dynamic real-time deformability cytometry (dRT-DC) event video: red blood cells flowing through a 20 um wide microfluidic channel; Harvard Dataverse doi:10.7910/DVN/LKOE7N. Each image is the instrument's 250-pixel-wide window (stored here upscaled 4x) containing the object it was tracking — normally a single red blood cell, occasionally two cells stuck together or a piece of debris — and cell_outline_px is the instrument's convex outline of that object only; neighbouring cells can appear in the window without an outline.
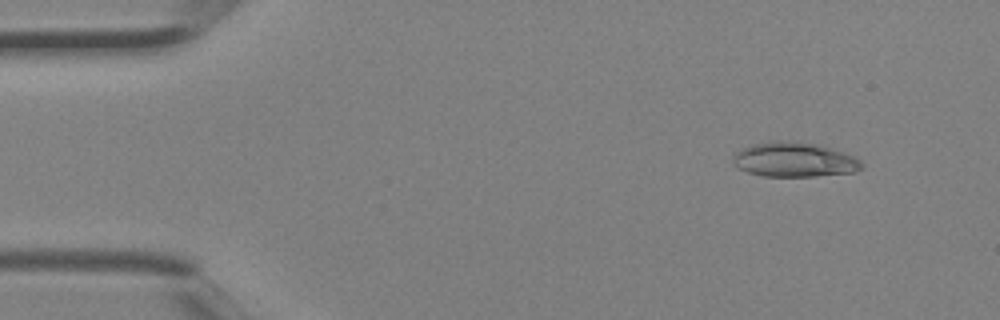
{"species": "Egyptian fruit bat (a non-hibernating species)", "species_latin": "Rousettus aegyptiacus", "temperature_condition": "room temperature", "stored_images_in_passage": 3, "camera_frame_rate_fps": 3000, "um_per_image_px": 0.085, "animal": {"sex": "female"}, "frame": {"image": 1, "passage_image": 1, "time_ms": 0.0, "image_size_px": [1000, 320], "cell_outline_px": [[864, 168], [856, 172], [816, 176], [764, 176], [748, 172], [732, 164], [732, 156], [740, 148], [752, 144], [776, 140], [788, 140], [816, 144], [856, 156], [864, 164]], "centroid_in_image_um": [67.52, 13.57], "position_along_channel_um": 17.5, "area_um2": 26.24}}
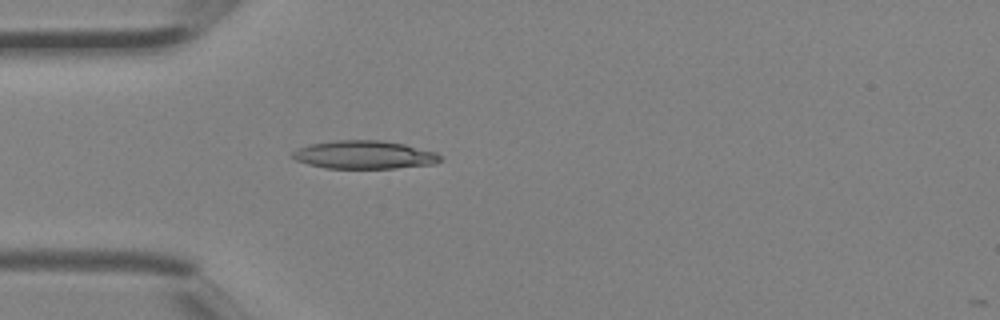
{"frame": {"image": 2, "passage_image": 3, "time_ms": 0.667, "image_size_px": [1000, 320], "cell_outline_px": [[444, 156], [440, 160], [432, 164], [396, 168], [324, 168], [308, 164], [296, 160], [292, 156], [292, 152], [308, 144], [336, 140], [380, 140], [404, 144], [436, 152]], "centroid_in_image_um": [30.97, 13.15], "position_along_channel_um": 54.0, "area_um2": 24.22}}